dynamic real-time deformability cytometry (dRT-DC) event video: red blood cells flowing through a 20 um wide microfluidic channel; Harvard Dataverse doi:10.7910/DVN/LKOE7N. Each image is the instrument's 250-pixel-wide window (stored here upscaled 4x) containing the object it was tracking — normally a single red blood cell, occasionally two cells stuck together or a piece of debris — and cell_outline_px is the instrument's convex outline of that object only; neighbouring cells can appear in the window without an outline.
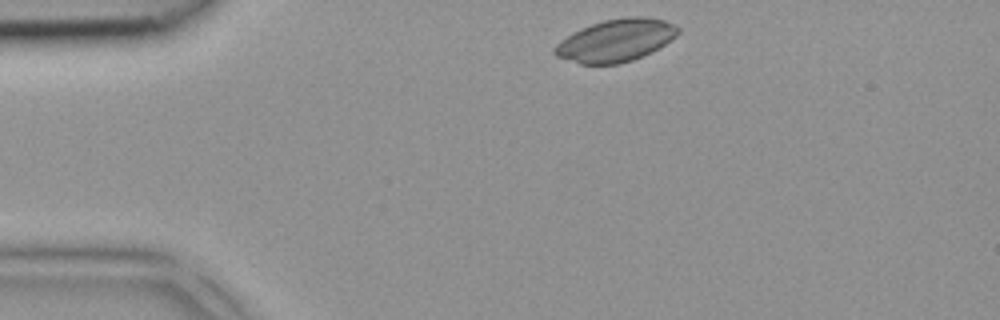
{"species": "common noctule bat (a hibernating species)", "species_latin": "Nyctalus noctula", "temperature_condition": "room temperature", "stored_images_in_passage": 2, "camera_frame_rate_fps": 3000, "um_per_image_px": 0.085, "animal": {"sex": "female", "body_mass_g": 18.4}, "frame": {"image": 1, "passage_image": 1, "time_ms": 0.0, "image_size_px": [1000, 320], "cell_outline_px": [[680, 32], [676, 36], [664, 44], [632, 60], [616, 64], [580, 64], [556, 56], [552, 52], [552, 48], [560, 40], [572, 32], [580, 28], [604, 20], [628, 16], [644, 16], [664, 20], [676, 24], [680, 28]], "centroid_in_image_um": [52.31, 3.42], "position_along_channel_um": 32.7, "area_um2": 30.46}}